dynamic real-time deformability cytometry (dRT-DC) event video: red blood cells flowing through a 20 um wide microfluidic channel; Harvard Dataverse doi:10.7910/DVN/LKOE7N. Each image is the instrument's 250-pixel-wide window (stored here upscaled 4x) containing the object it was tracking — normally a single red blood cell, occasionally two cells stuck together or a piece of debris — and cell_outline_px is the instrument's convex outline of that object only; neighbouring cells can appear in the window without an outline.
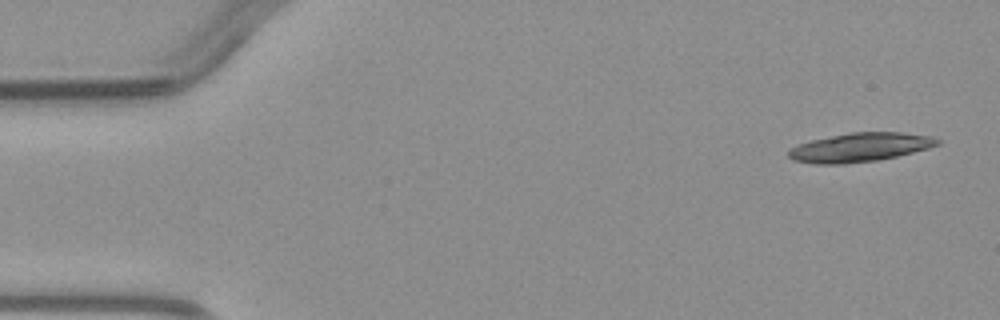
{"species": "common noctule bat (a hibernating species)", "species_latin": "Nyctalus noctula", "temperature_condition": "warm", "stored_images_in_passage": 4, "camera_frame_rate_fps": 3000, "um_per_image_px": 0.085, "animal": {"sex": "male", "body_mass_g": 23.1, "forearm_length_mm": 52.7}, "frame": {"image": 1, "passage_image": 1, "time_ms": 0.0, "image_size_px": [1000, 320], "cell_outline_px": [[940, 144], [928, 148], [896, 156], [876, 160], [844, 164], [816, 164], [792, 160], [788, 156], [788, 148], [812, 140], [848, 132], [900, 132], [932, 136], [940, 140]], "centroid_in_image_um": [73.08, 12.52], "position_along_channel_um": 11.9, "area_um2": 25.03}}